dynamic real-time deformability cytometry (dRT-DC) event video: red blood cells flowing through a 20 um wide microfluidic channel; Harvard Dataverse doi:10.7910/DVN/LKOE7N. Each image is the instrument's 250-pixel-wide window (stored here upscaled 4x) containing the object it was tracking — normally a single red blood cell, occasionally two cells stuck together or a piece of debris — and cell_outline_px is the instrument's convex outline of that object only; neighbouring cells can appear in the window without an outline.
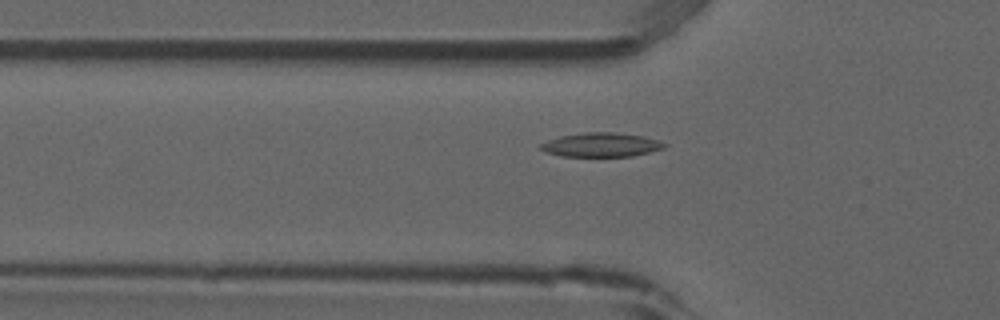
{"species": "common noctule bat (a hibernating species)", "species_latin": "Nyctalus noctula", "temperature_condition": "room temperature", "stored_images_in_passage": 42, "camera_frame_rate_fps": 3000, "um_per_image_px": 0.085, "animal": {"sex": "male", "forearm_length_mm": 52.5}, "frame": {"image": 1, "passage_image": 6, "time_ms": 1.667, "image_size_px": [1000, 320], "cell_outline_px": [[668, 144], [664, 148], [632, 156], [560, 156], [544, 152], [540, 148], [540, 144], [548, 140], [560, 136], [584, 132], [616, 132], [640, 136], [660, 140]], "centroid_in_image_um": [51.09, 12.3], "position_along_channel_um": 74.7, "area_um2": 17.34}}
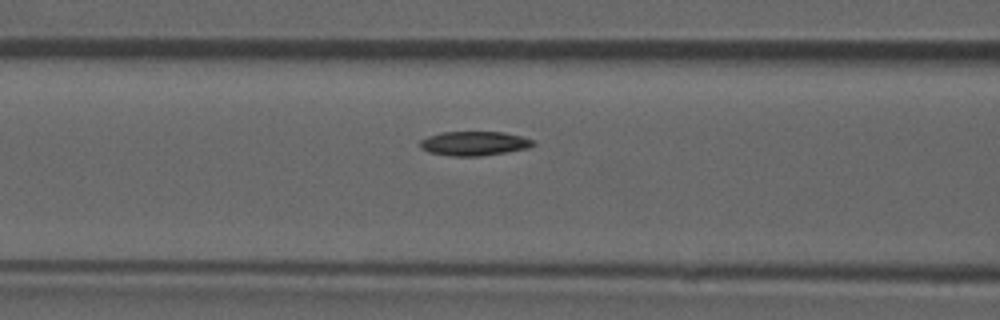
{"frame": {"image": 2, "passage_image": 10, "time_ms": 3.0, "image_size_px": [1000, 320], "cell_outline_px": [[536, 144], [528, 148], [508, 152], [480, 156], [452, 156], [428, 152], [420, 148], [420, 140], [428, 136], [440, 132], [504, 132], [520, 136], [532, 140]], "centroid_in_image_um": [40.28, 12.19], "position_along_channel_um": 126.3, "area_um2": 16.01}}
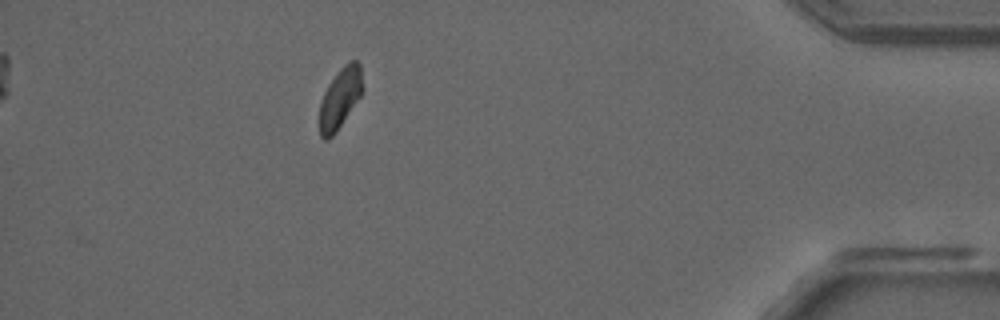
{"frame": {"image": 3, "passage_image": 36, "time_ms": 11.667, "image_size_px": [1000, 320], "cell_outline_px": [[364, 88], [360, 96], [336, 132], [328, 140], [324, 140], [320, 136], [320, 104], [324, 92], [328, 84], [340, 68], [348, 60], [356, 60], [360, 64]], "centroid_in_image_um": [28.92, 8.32], "position_along_channel_um": 406.3, "area_um2": 15.2}, "authors_computed_cell_mechanics": {"area_um2": 16.0684, "velocity_mm_per_s": 3.8287, "shape_relaxation_time_tau1_ms": 8.1457, "shape_relaxation_time_tau2_ms": null, "deformation_change_tau1": 0.1484, "deformation_change_tau2": null}}